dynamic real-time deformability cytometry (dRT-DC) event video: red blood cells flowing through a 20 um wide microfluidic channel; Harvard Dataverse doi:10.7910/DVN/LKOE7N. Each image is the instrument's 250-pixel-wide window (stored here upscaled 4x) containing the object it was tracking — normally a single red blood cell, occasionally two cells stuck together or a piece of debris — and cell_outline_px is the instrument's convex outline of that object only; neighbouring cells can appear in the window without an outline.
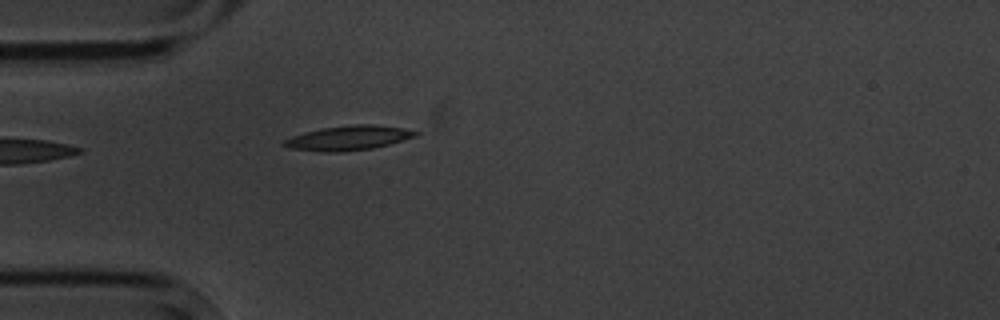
{"species": "common noctule bat (a hibernating species)", "species_latin": "Nyctalus noctula", "temperature_condition": "cold", "stored_images_in_passage": 4, "camera_frame_rate_fps": 3000, "um_per_image_px": 0.085, "animal": {"sex": "male", "body_mass_g": 20.1, "forearm_length_mm": 53.5}, "frame": {"image": 1, "passage_image": 4, "time_ms": 4.333, "image_size_px": [1000, 320], "cell_outline_px": [[420, 132], [416, 136], [388, 144], [372, 148], [340, 152], [324, 152], [288, 148], [280, 144], [284, 140], [292, 136], [304, 132], [320, 128], [356, 124], [372, 124], [404, 128]], "centroid_in_image_um": [29.57, 11.72], "position_along_channel_um": 55.4, "area_um2": 18.79}}